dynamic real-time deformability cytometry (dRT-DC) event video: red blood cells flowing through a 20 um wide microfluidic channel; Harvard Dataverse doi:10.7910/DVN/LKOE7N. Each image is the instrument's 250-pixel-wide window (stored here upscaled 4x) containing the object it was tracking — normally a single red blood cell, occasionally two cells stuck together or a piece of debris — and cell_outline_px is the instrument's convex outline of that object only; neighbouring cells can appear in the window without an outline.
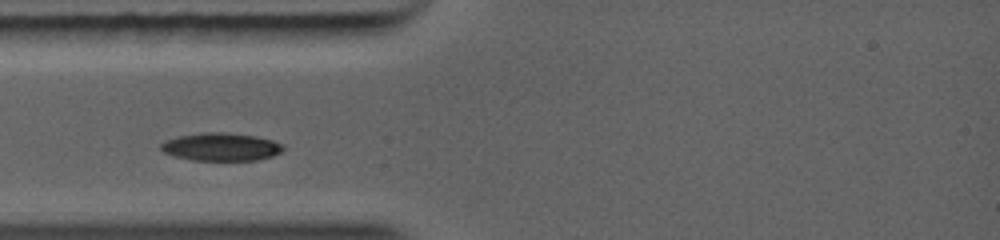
{"species": "common noctule bat (a hibernating species)", "species_latin": "Nyctalus noctula", "temperature_condition": "warm", "stored_images_in_passage": 24, "camera_frame_rate_fps": 5000, "um_per_image_px": 0.085, "animal": {"sex": "female", "body_mass_g": 19.0, "forearm_length_mm": 56.7}, "frame": {"image": 1, "passage_image": 1, "time_ms": 0.0, "image_size_px": [1000, 240], "cell_outline_px": [[284, 148], [280, 152], [272, 156], [256, 160], [192, 160], [172, 156], [164, 152], [160, 148], [160, 144], [176, 136], [200, 132], [224, 132], [252, 136], [272, 140], [284, 144]], "centroid_in_image_um": [18.76, 12.48], "position_along_channel_um": 66.2, "area_um2": 19.88}}
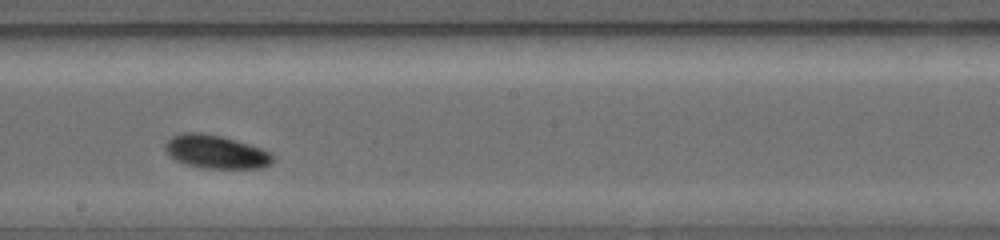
{"frame": {"image": 2, "passage_image": 15, "time_ms": 3.4, "image_size_px": [1000, 240], "cell_outline_px": [[276, 160], [272, 164], [264, 168], [204, 168], [184, 164], [176, 160], [164, 148], [164, 144], [172, 136], [184, 132], [200, 132], [220, 136], [248, 144], [272, 152]], "centroid_in_image_um": [18.4, 12.91], "position_along_channel_um": 229.8, "area_um2": 20.98}}
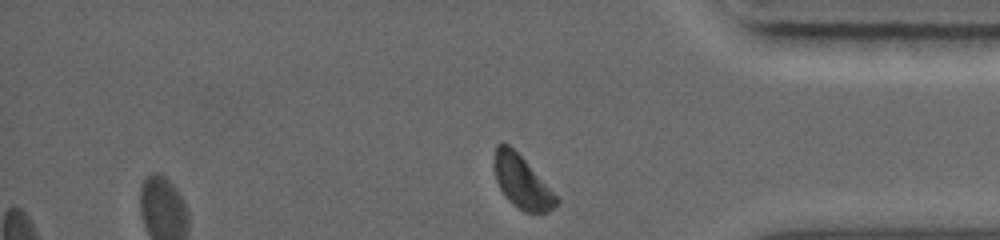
{"frame": {"image": 3, "passage_image": 24, "time_ms": 7.0, "image_size_px": [1000, 240], "cell_outline_px": [[560, 204], [548, 212], [524, 212], [512, 204], [508, 200], [500, 188], [496, 180], [492, 164], [492, 156], [496, 144], [508, 144], [560, 196]], "centroid_in_image_um": [44.38, 15.48], "position_along_channel_um": 390.8, "area_um2": 19.48}}